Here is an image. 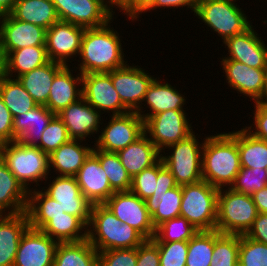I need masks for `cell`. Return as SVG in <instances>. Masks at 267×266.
Returning a JSON list of instances; mask_svg holds the SVG:
<instances>
[{"mask_svg": "<svg viewBox=\"0 0 267 266\" xmlns=\"http://www.w3.org/2000/svg\"><path fill=\"white\" fill-rule=\"evenodd\" d=\"M0 97L13 118L38 105L18 79L7 76L0 80Z\"/></svg>", "mask_w": 267, "mask_h": 266, "instance_id": "obj_38", "label": "cell"}, {"mask_svg": "<svg viewBox=\"0 0 267 266\" xmlns=\"http://www.w3.org/2000/svg\"><path fill=\"white\" fill-rule=\"evenodd\" d=\"M99 266H136L137 247L98 252Z\"/></svg>", "mask_w": 267, "mask_h": 266, "instance_id": "obj_48", "label": "cell"}, {"mask_svg": "<svg viewBox=\"0 0 267 266\" xmlns=\"http://www.w3.org/2000/svg\"><path fill=\"white\" fill-rule=\"evenodd\" d=\"M239 235L214 230V250L210 266H238Z\"/></svg>", "mask_w": 267, "mask_h": 266, "instance_id": "obj_40", "label": "cell"}, {"mask_svg": "<svg viewBox=\"0 0 267 266\" xmlns=\"http://www.w3.org/2000/svg\"><path fill=\"white\" fill-rule=\"evenodd\" d=\"M144 101L150 109L148 111H151L146 114H139L145 122L149 117L166 110H184L183 106L186 99L168 82L161 83V79L159 81V78H154L145 93Z\"/></svg>", "mask_w": 267, "mask_h": 266, "instance_id": "obj_29", "label": "cell"}, {"mask_svg": "<svg viewBox=\"0 0 267 266\" xmlns=\"http://www.w3.org/2000/svg\"><path fill=\"white\" fill-rule=\"evenodd\" d=\"M101 2H103L112 12L114 7H118L119 10L121 8V0H100ZM110 4V5H108ZM114 6V7H113ZM112 7V8H110Z\"/></svg>", "mask_w": 267, "mask_h": 266, "instance_id": "obj_59", "label": "cell"}, {"mask_svg": "<svg viewBox=\"0 0 267 266\" xmlns=\"http://www.w3.org/2000/svg\"><path fill=\"white\" fill-rule=\"evenodd\" d=\"M220 63L229 86L257 102L265 88L267 68H253L229 59H222Z\"/></svg>", "mask_w": 267, "mask_h": 266, "instance_id": "obj_19", "label": "cell"}, {"mask_svg": "<svg viewBox=\"0 0 267 266\" xmlns=\"http://www.w3.org/2000/svg\"><path fill=\"white\" fill-rule=\"evenodd\" d=\"M106 172L109 184L115 192L130 191L132 178L120 162L119 156L114 152H105L94 148L92 152Z\"/></svg>", "mask_w": 267, "mask_h": 266, "instance_id": "obj_39", "label": "cell"}, {"mask_svg": "<svg viewBox=\"0 0 267 266\" xmlns=\"http://www.w3.org/2000/svg\"><path fill=\"white\" fill-rule=\"evenodd\" d=\"M44 192L59 203L62 211L78 217L86 226L90 220L92 204L81 193L76 177L57 176Z\"/></svg>", "mask_w": 267, "mask_h": 266, "instance_id": "obj_17", "label": "cell"}, {"mask_svg": "<svg viewBox=\"0 0 267 266\" xmlns=\"http://www.w3.org/2000/svg\"><path fill=\"white\" fill-rule=\"evenodd\" d=\"M53 266H99L98 251L88 239L58 243Z\"/></svg>", "mask_w": 267, "mask_h": 266, "instance_id": "obj_32", "label": "cell"}, {"mask_svg": "<svg viewBox=\"0 0 267 266\" xmlns=\"http://www.w3.org/2000/svg\"><path fill=\"white\" fill-rule=\"evenodd\" d=\"M28 196L29 192L0 158V215H14L25 212L28 205Z\"/></svg>", "mask_w": 267, "mask_h": 266, "instance_id": "obj_28", "label": "cell"}, {"mask_svg": "<svg viewBox=\"0 0 267 266\" xmlns=\"http://www.w3.org/2000/svg\"><path fill=\"white\" fill-rule=\"evenodd\" d=\"M87 239L98 252L136 248L145 240L136 229L122 223L104 204L91 207Z\"/></svg>", "mask_w": 267, "mask_h": 266, "instance_id": "obj_3", "label": "cell"}, {"mask_svg": "<svg viewBox=\"0 0 267 266\" xmlns=\"http://www.w3.org/2000/svg\"><path fill=\"white\" fill-rule=\"evenodd\" d=\"M41 231L58 243L79 242L87 239V226L78 217L65 212L64 215L50 216V221Z\"/></svg>", "mask_w": 267, "mask_h": 266, "instance_id": "obj_34", "label": "cell"}, {"mask_svg": "<svg viewBox=\"0 0 267 266\" xmlns=\"http://www.w3.org/2000/svg\"><path fill=\"white\" fill-rule=\"evenodd\" d=\"M200 0H155V3L148 9L150 10H154L157 8H161L163 7L165 8H175V7H185L187 6V8H190L192 10V12H194V14L196 13V10L198 8V3Z\"/></svg>", "mask_w": 267, "mask_h": 266, "instance_id": "obj_55", "label": "cell"}, {"mask_svg": "<svg viewBox=\"0 0 267 266\" xmlns=\"http://www.w3.org/2000/svg\"><path fill=\"white\" fill-rule=\"evenodd\" d=\"M157 178L158 161L132 178L130 191L145 201L152 195H157Z\"/></svg>", "mask_w": 267, "mask_h": 266, "instance_id": "obj_46", "label": "cell"}, {"mask_svg": "<svg viewBox=\"0 0 267 266\" xmlns=\"http://www.w3.org/2000/svg\"><path fill=\"white\" fill-rule=\"evenodd\" d=\"M220 188L217 198L216 230L223 234H246L258 211L251 195Z\"/></svg>", "mask_w": 267, "mask_h": 266, "instance_id": "obj_6", "label": "cell"}, {"mask_svg": "<svg viewBox=\"0 0 267 266\" xmlns=\"http://www.w3.org/2000/svg\"><path fill=\"white\" fill-rule=\"evenodd\" d=\"M218 192L205 180L183 185L180 216L199 231L216 230Z\"/></svg>", "mask_w": 267, "mask_h": 266, "instance_id": "obj_5", "label": "cell"}, {"mask_svg": "<svg viewBox=\"0 0 267 266\" xmlns=\"http://www.w3.org/2000/svg\"><path fill=\"white\" fill-rule=\"evenodd\" d=\"M64 65L49 61L17 79L38 105H46L55 74Z\"/></svg>", "mask_w": 267, "mask_h": 266, "instance_id": "obj_30", "label": "cell"}, {"mask_svg": "<svg viewBox=\"0 0 267 266\" xmlns=\"http://www.w3.org/2000/svg\"><path fill=\"white\" fill-rule=\"evenodd\" d=\"M6 76L5 54L0 46V80Z\"/></svg>", "mask_w": 267, "mask_h": 266, "instance_id": "obj_58", "label": "cell"}, {"mask_svg": "<svg viewBox=\"0 0 267 266\" xmlns=\"http://www.w3.org/2000/svg\"><path fill=\"white\" fill-rule=\"evenodd\" d=\"M72 74L67 65L63 66L54 76L45 106L55 115L82 98V87L79 88L82 86L80 85L82 84V74L78 73L76 78Z\"/></svg>", "mask_w": 267, "mask_h": 266, "instance_id": "obj_23", "label": "cell"}, {"mask_svg": "<svg viewBox=\"0 0 267 266\" xmlns=\"http://www.w3.org/2000/svg\"><path fill=\"white\" fill-rule=\"evenodd\" d=\"M85 28L58 21L46 30L45 47L50 61L67 66L70 57L80 53Z\"/></svg>", "mask_w": 267, "mask_h": 266, "instance_id": "obj_15", "label": "cell"}, {"mask_svg": "<svg viewBox=\"0 0 267 266\" xmlns=\"http://www.w3.org/2000/svg\"><path fill=\"white\" fill-rule=\"evenodd\" d=\"M49 61L45 46H30L10 51L5 56L6 76L17 79ZM14 72L16 76H13Z\"/></svg>", "mask_w": 267, "mask_h": 266, "instance_id": "obj_33", "label": "cell"}, {"mask_svg": "<svg viewBox=\"0 0 267 266\" xmlns=\"http://www.w3.org/2000/svg\"><path fill=\"white\" fill-rule=\"evenodd\" d=\"M104 205L122 222L136 229L145 239H152L156 229L146 202L131 191L114 192Z\"/></svg>", "mask_w": 267, "mask_h": 266, "instance_id": "obj_12", "label": "cell"}, {"mask_svg": "<svg viewBox=\"0 0 267 266\" xmlns=\"http://www.w3.org/2000/svg\"><path fill=\"white\" fill-rule=\"evenodd\" d=\"M99 133L101 135H98L94 147L105 152L117 153L144 134V120L136 112L113 115Z\"/></svg>", "mask_w": 267, "mask_h": 266, "instance_id": "obj_10", "label": "cell"}, {"mask_svg": "<svg viewBox=\"0 0 267 266\" xmlns=\"http://www.w3.org/2000/svg\"><path fill=\"white\" fill-rule=\"evenodd\" d=\"M17 0H0V16L10 14Z\"/></svg>", "mask_w": 267, "mask_h": 266, "instance_id": "obj_57", "label": "cell"}, {"mask_svg": "<svg viewBox=\"0 0 267 266\" xmlns=\"http://www.w3.org/2000/svg\"><path fill=\"white\" fill-rule=\"evenodd\" d=\"M110 23L98 28H85L79 53L82 61L78 64L82 75L110 72L127 64L119 34Z\"/></svg>", "mask_w": 267, "mask_h": 266, "instance_id": "obj_1", "label": "cell"}, {"mask_svg": "<svg viewBox=\"0 0 267 266\" xmlns=\"http://www.w3.org/2000/svg\"><path fill=\"white\" fill-rule=\"evenodd\" d=\"M55 116L45 105H37L35 108L19 114L13 119L14 141L29 146H38L41 136L48 123Z\"/></svg>", "mask_w": 267, "mask_h": 266, "instance_id": "obj_24", "label": "cell"}, {"mask_svg": "<svg viewBox=\"0 0 267 266\" xmlns=\"http://www.w3.org/2000/svg\"><path fill=\"white\" fill-rule=\"evenodd\" d=\"M202 150V180L220 189L231 186L241 165L236 132L209 135Z\"/></svg>", "mask_w": 267, "mask_h": 266, "instance_id": "obj_2", "label": "cell"}, {"mask_svg": "<svg viewBox=\"0 0 267 266\" xmlns=\"http://www.w3.org/2000/svg\"><path fill=\"white\" fill-rule=\"evenodd\" d=\"M136 266H160L158 245L152 239H145L137 247Z\"/></svg>", "mask_w": 267, "mask_h": 266, "instance_id": "obj_49", "label": "cell"}, {"mask_svg": "<svg viewBox=\"0 0 267 266\" xmlns=\"http://www.w3.org/2000/svg\"><path fill=\"white\" fill-rule=\"evenodd\" d=\"M258 213L267 214V186L251 195Z\"/></svg>", "mask_w": 267, "mask_h": 266, "instance_id": "obj_56", "label": "cell"}, {"mask_svg": "<svg viewBox=\"0 0 267 266\" xmlns=\"http://www.w3.org/2000/svg\"><path fill=\"white\" fill-rule=\"evenodd\" d=\"M112 79V84L118 92L123 105L130 111L138 114L145 112L141 111L144 103L145 93L149 85L154 80V77L145 72L139 66H129L107 72Z\"/></svg>", "mask_w": 267, "mask_h": 266, "instance_id": "obj_11", "label": "cell"}, {"mask_svg": "<svg viewBox=\"0 0 267 266\" xmlns=\"http://www.w3.org/2000/svg\"><path fill=\"white\" fill-rule=\"evenodd\" d=\"M26 213L29 225L41 230L49 221L50 216L64 215L59 203L50 198L44 191L32 189L29 191Z\"/></svg>", "mask_w": 267, "mask_h": 266, "instance_id": "obj_37", "label": "cell"}, {"mask_svg": "<svg viewBox=\"0 0 267 266\" xmlns=\"http://www.w3.org/2000/svg\"><path fill=\"white\" fill-rule=\"evenodd\" d=\"M177 186L174 176L172 173L164 166L162 159L158 160V178H157V195L160 196L165 194L168 190Z\"/></svg>", "mask_w": 267, "mask_h": 266, "instance_id": "obj_54", "label": "cell"}, {"mask_svg": "<svg viewBox=\"0 0 267 266\" xmlns=\"http://www.w3.org/2000/svg\"><path fill=\"white\" fill-rule=\"evenodd\" d=\"M81 193L92 204H104L113 194L106 172L99 159L91 153L76 174Z\"/></svg>", "mask_w": 267, "mask_h": 266, "instance_id": "obj_22", "label": "cell"}, {"mask_svg": "<svg viewBox=\"0 0 267 266\" xmlns=\"http://www.w3.org/2000/svg\"><path fill=\"white\" fill-rule=\"evenodd\" d=\"M0 158L10 172L29 192V184L47 181L49 171V155L39 147L29 146L18 140L0 144ZM30 182V183H29ZM38 183V184H37Z\"/></svg>", "mask_w": 267, "mask_h": 266, "instance_id": "obj_4", "label": "cell"}, {"mask_svg": "<svg viewBox=\"0 0 267 266\" xmlns=\"http://www.w3.org/2000/svg\"><path fill=\"white\" fill-rule=\"evenodd\" d=\"M198 231L188 220L178 216L160 224L152 240L154 242L189 241Z\"/></svg>", "mask_w": 267, "mask_h": 266, "instance_id": "obj_42", "label": "cell"}, {"mask_svg": "<svg viewBox=\"0 0 267 266\" xmlns=\"http://www.w3.org/2000/svg\"><path fill=\"white\" fill-rule=\"evenodd\" d=\"M81 85L82 97L100 113L111 111L113 116L130 112L121 102L107 72L83 74Z\"/></svg>", "mask_w": 267, "mask_h": 266, "instance_id": "obj_14", "label": "cell"}, {"mask_svg": "<svg viewBox=\"0 0 267 266\" xmlns=\"http://www.w3.org/2000/svg\"><path fill=\"white\" fill-rule=\"evenodd\" d=\"M80 141V142H79ZM81 140L70 139L49 155V169H55L58 176L75 177L93 147L81 145Z\"/></svg>", "mask_w": 267, "mask_h": 266, "instance_id": "obj_27", "label": "cell"}, {"mask_svg": "<svg viewBox=\"0 0 267 266\" xmlns=\"http://www.w3.org/2000/svg\"><path fill=\"white\" fill-rule=\"evenodd\" d=\"M10 15L20 21L49 29L59 21L51 0H17Z\"/></svg>", "mask_w": 267, "mask_h": 266, "instance_id": "obj_31", "label": "cell"}, {"mask_svg": "<svg viewBox=\"0 0 267 266\" xmlns=\"http://www.w3.org/2000/svg\"><path fill=\"white\" fill-rule=\"evenodd\" d=\"M154 3L155 0H123L120 10H123L133 21L134 19L136 20L141 13L147 12Z\"/></svg>", "mask_w": 267, "mask_h": 266, "instance_id": "obj_52", "label": "cell"}, {"mask_svg": "<svg viewBox=\"0 0 267 266\" xmlns=\"http://www.w3.org/2000/svg\"><path fill=\"white\" fill-rule=\"evenodd\" d=\"M29 226L26 211L0 215V266L14 265L20 239Z\"/></svg>", "mask_w": 267, "mask_h": 266, "instance_id": "obj_25", "label": "cell"}, {"mask_svg": "<svg viewBox=\"0 0 267 266\" xmlns=\"http://www.w3.org/2000/svg\"><path fill=\"white\" fill-rule=\"evenodd\" d=\"M60 21L84 28H98L113 21L112 12L100 0H51ZM112 19V20H111Z\"/></svg>", "mask_w": 267, "mask_h": 266, "instance_id": "obj_13", "label": "cell"}, {"mask_svg": "<svg viewBox=\"0 0 267 266\" xmlns=\"http://www.w3.org/2000/svg\"><path fill=\"white\" fill-rule=\"evenodd\" d=\"M257 104L267 108V80H266V84H265V88L263 91L262 96L259 98V100L256 102Z\"/></svg>", "mask_w": 267, "mask_h": 266, "instance_id": "obj_60", "label": "cell"}, {"mask_svg": "<svg viewBox=\"0 0 267 266\" xmlns=\"http://www.w3.org/2000/svg\"><path fill=\"white\" fill-rule=\"evenodd\" d=\"M255 112H254V125L255 131L251 130L253 127L248 126L245 128L251 133L254 137L267 141V108L257 104L255 102Z\"/></svg>", "mask_w": 267, "mask_h": 266, "instance_id": "obj_51", "label": "cell"}, {"mask_svg": "<svg viewBox=\"0 0 267 266\" xmlns=\"http://www.w3.org/2000/svg\"><path fill=\"white\" fill-rule=\"evenodd\" d=\"M0 19V46L5 56L24 47L45 46L46 29L43 27L17 20L10 14Z\"/></svg>", "mask_w": 267, "mask_h": 266, "instance_id": "obj_18", "label": "cell"}, {"mask_svg": "<svg viewBox=\"0 0 267 266\" xmlns=\"http://www.w3.org/2000/svg\"><path fill=\"white\" fill-rule=\"evenodd\" d=\"M245 235L254 241L267 245V214L258 213L253 225Z\"/></svg>", "mask_w": 267, "mask_h": 266, "instance_id": "obj_53", "label": "cell"}, {"mask_svg": "<svg viewBox=\"0 0 267 266\" xmlns=\"http://www.w3.org/2000/svg\"><path fill=\"white\" fill-rule=\"evenodd\" d=\"M192 132L186 138L169 145V155L161 154L164 166L172 173L178 186L196 183L202 180V143ZM173 152V153H172Z\"/></svg>", "mask_w": 267, "mask_h": 266, "instance_id": "obj_7", "label": "cell"}, {"mask_svg": "<svg viewBox=\"0 0 267 266\" xmlns=\"http://www.w3.org/2000/svg\"><path fill=\"white\" fill-rule=\"evenodd\" d=\"M182 186H176L160 196H151L145 200L155 229L167 220L180 216Z\"/></svg>", "mask_w": 267, "mask_h": 266, "instance_id": "obj_36", "label": "cell"}, {"mask_svg": "<svg viewBox=\"0 0 267 266\" xmlns=\"http://www.w3.org/2000/svg\"><path fill=\"white\" fill-rule=\"evenodd\" d=\"M13 116L0 97V144L13 142Z\"/></svg>", "mask_w": 267, "mask_h": 266, "instance_id": "obj_50", "label": "cell"}, {"mask_svg": "<svg viewBox=\"0 0 267 266\" xmlns=\"http://www.w3.org/2000/svg\"><path fill=\"white\" fill-rule=\"evenodd\" d=\"M238 266H267V245L239 235Z\"/></svg>", "mask_w": 267, "mask_h": 266, "instance_id": "obj_43", "label": "cell"}, {"mask_svg": "<svg viewBox=\"0 0 267 266\" xmlns=\"http://www.w3.org/2000/svg\"><path fill=\"white\" fill-rule=\"evenodd\" d=\"M57 115L66 126L70 139L83 141L87 136L97 134L100 129L101 113L83 97Z\"/></svg>", "mask_w": 267, "mask_h": 266, "instance_id": "obj_21", "label": "cell"}, {"mask_svg": "<svg viewBox=\"0 0 267 266\" xmlns=\"http://www.w3.org/2000/svg\"><path fill=\"white\" fill-rule=\"evenodd\" d=\"M117 154L131 178L151 167L161 158V152L145 133L135 142L119 150Z\"/></svg>", "mask_w": 267, "mask_h": 266, "instance_id": "obj_26", "label": "cell"}, {"mask_svg": "<svg viewBox=\"0 0 267 266\" xmlns=\"http://www.w3.org/2000/svg\"><path fill=\"white\" fill-rule=\"evenodd\" d=\"M155 243L159 249L160 266H186L188 241Z\"/></svg>", "mask_w": 267, "mask_h": 266, "instance_id": "obj_47", "label": "cell"}, {"mask_svg": "<svg viewBox=\"0 0 267 266\" xmlns=\"http://www.w3.org/2000/svg\"><path fill=\"white\" fill-rule=\"evenodd\" d=\"M236 142L242 168L266 169L267 141L254 137L246 128L236 131Z\"/></svg>", "mask_w": 267, "mask_h": 266, "instance_id": "obj_35", "label": "cell"}, {"mask_svg": "<svg viewBox=\"0 0 267 266\" xmlns=\"http://www.w3.org/2000/svg\"><path fill=\"white\" fill-rule=\"evenodd\" d=\"M57 245L53 238L29 226L20 239L13 266H53Z\"/></svg>", "mask_w": 267, "mask_h": 266, "instance_id": "obj_16", "label": "cell"}, {"mask_svg": "<svg viewBox=\"0 0 267 266\" xmlns=\"http://www.w3.org/2000/svg\"><path fill=\"white\" fill-rule=\"evenodd\" d=\"M228 55L223 59L234 60L253 68H267V46L251 25L244 32L223 42Z\"/></svg>", "mask_w": 267, "mask_h": 266, "instance_id": "obj_20", "label": "cell"}, {"mask_svg": "<svg viewBox=\"0 0 267 266\" xmlns=\"http://www.w3.org/2000/svg\"><path fill=\"white\" fill-rule=\"evenodd\" d=\"M185 110H166L144 122V133L162 153L166 147L190 135L193 130Z\"/></svg>", "mask_w": 267, "mask_h": 266, "instance_id": "obj_9", "label": "cell"}, {"mask_svg": "<svg viewBox=\"0 0 267 266\" xmlns=\"http://www.w3.org/2000/svg\"><path fill=\"white\" fill-rule=\"evenodd\" d=\"M69 140L70 138L66 126L59 116L55 115L44 129L41 136V142L37 147L50 155Z\"/></svg>", "mask_w": 267, "mask_h": 266, "instance_id": "obj_45", "label": "cell"}, {"mask_svg": "<svg viewBox=\"0 0 267 266\" xmlns=\"http://www.w3.org/2000/svg\"><path fill=\"white\" fill-rule=\"evenodd\" d=\"M196 16L221 35L223 42L251 26L237 3L226 0H200Z\"/></svg>", "mask_w": 267, "mask_h": 266, "instance_id": "obj_8", "label": "cell"}, {"mask_svg": "<svg viewBox=\"0 0 267 266\" xmlns=\"http://www.w3.org/2000/svg\"><path fill=\"white\" fill-rule=\"evenodd\" d=\"M214 250V230L198 231L188 241L186 266H210Z\"/></svg>", "mask_w": 267, "mask_h": 266, "instance_id": "obj_41", "label": "cell"}, {"mask_svg": "<svg viewBox=\"0 0 267 266\" xmlns=\"http://www.w3.org/2000/svg\"><path fill=\"white\" fill-rule=\"evenodd\" d=\"M267 186L266 169L240 168L234 183L230 186L234 191L252 195Z\"/></svg>", "mask_w": 267, "mask_h": 266, "instance_id": "obj_44", "label": "cell"}]
</instances>
